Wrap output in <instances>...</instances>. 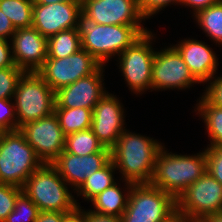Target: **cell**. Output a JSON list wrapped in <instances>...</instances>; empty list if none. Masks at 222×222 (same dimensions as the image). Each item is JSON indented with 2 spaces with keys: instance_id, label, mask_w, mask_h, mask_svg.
<instances>
[{
  "instance_id": "obj_1",
  "label": "cell",
  "mask_w": 222,
  "mask_h": 222,
  "mask_svg": "<svg viewBox=\"0 0 222 222\" xmlns=\"http://www.w3.org/2000/svg\"><path fill=\"white\" fill-rule=\"evenodd\" d=\"M128 129L120 135L111 149V160L118 171L119 179L133 184L151 183L158 152L164 145L154 139Z\"/></svg>"
},
{
  "instance_id": "obj_2",
  "label": "cell",
  "mask_w": 222,
  "mask_h": 222,
  "mask_svg": "<svg viewBox=\"0 0 222 222\" xmlns=\"http://www.w3.org/2000/svg\"><path fill=\"white\" fill-rule=\"evenodd\" d=\"M163 145L155 162L151 184L172 195L176 200L198 178L207 172L204 149L191 154L169 151Z\"/></svg>"
},
{
  "instance_id": "obj_3",
  "label": "cell",
  "mask_w": 222,
  "mask_h": 222,
  "mask_svg": "<svg viewBox=\"0 0 222 222\" xmlns=\"http://www.w3.org/2000/svg\"><path fill=\"white\" fill-rule=\"evenodd\" d=\"M76 28L81 37L82 49L105 66H108L109 61L115 60L127 47L142 36L131 25L97 24L83 11L78 15Z\"/></svg>"
},
{
  "instance_id": "obj_4",
  "label": "cell",
  "mask_w": 222,
  "mask_h": 222,
  "mask_svg": "<svg viewBox=\"0 0 222 222\" xmlns=\"http://www.w3.org/2000/svg\"><path fill=\"white\" fill-rule=\"evenodd\" d=\"M22 190L39 211L71 213L78 208L75 191L52 164L43 163L36 169L26 180Z\"/></svg>"
},
{
  "instance_id": "obj_5",
  "label": "cell",
  "mask_w": 222,
  "mask_h": 222,
  "mask_svg": "<svg viewBox=\"0 0 222 222\" xmlns=\"http://www.w3.org/2000/svg\"><path fill=\"white\" fill-rule=\"evenodd\" d=\"M156 34L154 30L143 34L114 60L126 87L136 97L152 92V64L157 48L154 45L159 38Z\"/></svg>"
},
{
  "instance_id": "obj_6",
  "label": "cell",
  "mask_w": 222,
  "mask_h": 222,
  "mask_svg": "<svg viewBox=\"0 0 222 222\" xmlns=\"http://www.w3.org/2000/svg\"><path fill=\"white\" fill-rule=\"evenodd\" d=\"M43 162L18 130L0 135V182L23 188Z\"/></svg>"
},
{
  "instance_id": "obj_7",
  "label": "cell",
  "mask_w": 222,
  "mask_h": 222,
  "mask_svg": "<svg viewBox=\"0 0 222 222\" xmlns=\"http://www.w3.org/2000/svg\"><path fill=\"white\" fill-rule=\"evenodd\" d=\"M17 130L54 113L55 92L37 72H24L13 96Z\"/></svg>"
},
{
  "instance_id": "obj_8",
  "label": "cell",
  "mask_w": 222,
  "mask_h": 222,
  "mask_svg": "<svg viewBox=\"0 0 222 222\" xmlns=\"http://www.w3.org/2000/svg\"><path fill=\"white\" fill-rule=\"evenodd\" d=\"M177 212L176 199L151 183L133 184L122 222H164Z\"/></svg>"
},
{
  "instance_id": "obj_9",
  "label": "cell",
  "mask_w": 222,
  "mask_h": 222,
  "mask_svg": "<svg viewBox=\"0 0 222 222\" xmlns=\"http://www.w3.org/2000/svg\"><path fill=\"white\" fill-rule=\"evenodd\" d=\"M183 220L208 218L222 212V185L208 172L198 178L176 200Z\"/></svg>"
},
{
  "instance_id": "obj_10",
  "label": "cell",
  "mask_w": 222,
  "mask_h": 222,
  "mask_svg": "<svg viewBox=\"0 0 222 222\" xmlns=\"http://www.w3.org/2000/svg\"><path fill=\"white\" fill-rule=\"evenodd\" d=\"M162 47L156 49L152 64V92L190 91L196 84H200L171 44Z\"/></svg>"
},
{
  "instance_id": "obj_11",
  "label": "cell",
  "mask_w": 222,
  "mask_h": 222,
  "mask_svg": "<svg viewBox=\"0 0 222 222\" xmlns=\"http://www.w3.org/2000/svg\"><path fill=\"white\" fill-rule=\"evenodd\" d=\"M101 66L91 54L80 49L64 58H47L37 73L56 92L78 79L91 75Z\"/></svg>"
},
{
  "instance_id": "obj_12",
  "label": "cell",
  "mask_w": 222,
  "mask_h": 222,
  "mask_svg": "<svg viewBox=\"0 0 222 222\" xmlns=\"http://www.w3.org/2000/svg\"><path fill=\"white\" fill-rule=\"evenodd\" d=\"M82 11L97 24L131 25L142 35L150 31L138 0H81Z\"/></svg>"
},
{
  "instance_id": "obj_13",
  "label": "cell",
  "mask_w": 222,
  "mask_h": 222,
  "mask_svg": "<svg viewBox=\"0 0 222 222\" xmlns=\"http://www.w3.org/2000/svg\"><path fill=\"white\" fill-rule=\"evenodd\" d=\"M122 102L119 95L108 91L92 110L91 129L98 141L110 150L127 127V109Z\"/></svg>"
},
{
  "instance_id": "obj_14",
  "label": "cell",
  "mask_w": 222,
  "mask_h": 222,
  "mask_svg": "<svg viewBox=\"0 0 222 222\" xmlns=\"http://www.w3.org/2000/svg\"><path fill=\"white\" fill-rule=\"evenodd\" d=\"M19 131L43 163L51 164L65 149L66 135L55 113L22 125Z\"/></svg>"
},
{
  "instance_id": "obj_15",
  "label": "cell",
  "mask_w": 222,
  "mask_h": 222,
  "mask_svg": "<svg viewBox=\"0 0 222 222\" xmlns=\"http://www.w3.org/2000/svg\"><path fill=\"white\" fill-rule=\"evenodd\" d=\"M105 65L91 75L78 79L55 92V108H87L93 110L109 91L106 88ZM105 78V79H104Z\"/></svg>"
},
{
  "instance_id": "obj_16",
  "label": "cell",
  "mask_w": 222,
  "mask_h": 222,
  "mask_svg": "<svg viewBox=\"0 0 222 222\" xmlns=\"http://www.w3.org/2000/svg\"><path fill=\"white\" fill-rule=\"evenodd\" d=\"M82 1L33 4L32 27L47 39L63 30L76 28Z\"/></svg>"
},
{
  "instance_id": "obj_17",
  "label": "cell",
  "mask_w": 222,
  "mask_h": 222,
  "mask_svg": "<svg viewBox=\"0 0 222 222\" xmlns=\"http://www.w3.org/2000/svg\"><path fill=\"white\" fill-rule=\"evenodd\" d=\"M192 37H183L176 44H170L179 52L194 78L205 85L220 71L219 55L207 42Z\"/></svg>"
},
{
  "instance_id": "obj_18",
  "label": "cell",
  "mask_w": 222,
  "mask_h": 222,
  "mask_svg": "<svg viewBox=\"0 0 222 222\" xmlns=\"http://www.w3.org/2000/svg\"><path fill=\"white\" fill-rule=\"evenodd\" d=\"M110 160L111 150L104 147L100 152L86 156L75 155L64 150L51 164L76 192L88 176L100 170Z\"/></svg>"
},
{
  "instance_id": "obj_19",
  "label": "cell",
  "mask_w": 222,
  "mask_h": 222,
  "mask_svg": "<svg viewBox=\"0 0 222 222\" xmlns=\"http://www.w3.org/2000/svg\"><path fill=\"white\" fill-rule=\"evenodd\" d=\"M10 43L14 64L24 72H37L47 59V38L33 27L17 29Z\"/></svg>"
},
{
  "instance_id": "obj_20",
  "label": "cell",
  "mask_w": 222,
  "mask_h": 222,
  "mask_svg": "<svg viewBox=\"0 0 222 222\" xmlns=\"http://www.w3.org/2000/svg\"><path fill=\"white\" fill-rule=\"evenodd\" d=\"M132 187V182L119 179L115 184L92 198L88 202V204L91 203L90 205H92L89 206L91 208H88V210L103 215L122 217L127 207Z\"/></svg>"
},
{
  "instance_id": "obj_21",
  "label": "cell",
  "mask_w": 222,
  "mask_h": 222,
  "mask_svg": "<svg viewBox=\"0 0 222 222\" xmlns=\"http://www.w3.org/2000/svg\"><path fill=\"white\" fill-rule=\"evenodd\" d=\"M117 173L118 172L116 170L114 162L110 160L100 170L88 176L82 186L75 192L77 206H82L79 203L80 198L82 200L81 202H83L84 200V202L88 203L97 194L103 192L106 188L115 184L119 180V176L117 175ZM78 197L79 199H77Z\"/></svg>"
},
{
  "instance_id": "obj_22",
  "label": "cell",
  "mask_w": 222,
  "mask_h": 222,
  "mask_svg": "<svg viewBox=\"0 0 222 222\" xmlns=\"http://www.w3.org/2000/svg\"><path fill=\"white\" fill-rule=\"evenodd\" d=\"M195 101L193 113L204 123L208 137L206 146L222 145V108L211 105L202 95Z\"/></svg>"
},
{
  "instance_id": "obj_23",
  "label": "cell",
  "mask_w": 222,
  "mask_h": 222,
  "mask_svg": "<svg viewBox=\"0 0 222 222\" xmlns=\"http://www.w3.org/2000/svg\"><path fill=\"white\" fill-rule=\"evenodd\" d=\"M197 28L210 40L215 47H222V0L200 10L192 17Z\"/></svg>"
},
{
  "instance_id": "obj_24",
  "label": "cell",
  "mask_w": 222,
  "mask_h": 222,
  "mask_svg": "<svg viewBox=\"0 0 222 222\" xmlns=\"http://www.w3.org/2000/svg\"><path fill=\"white\" fill-rule=\"evenodd\" d=\"M80 49L81 37L77 28L63 30L47 39V58H64Z\"/></svg>"
},
{
  "instance_id": "obj_25",
  "label": "cell",
  "mask_w": 222,
  "mask_h": 222,
  "mask_svg": "<svg viewBox=\"0 0 222 222\" xmlns=\"http://www.w3.org/2000/svg\"><path fill=\"white\" fill-rule=\"evenodd\" d=\"M54 113L65 135L91 128L92 110L87 108H55Z\"/></svg>"
},
{
  "instance_id": "obj_26",
  "label": "cell",
  "mask_w": 222,
  "mask_h": 222,
  "mask_svg": "<svg viewBox=\"0 0 222 222\" xmlns=\"http://www.w3.org/2000/svg\"><path fill=\"white\" fill-rule=\"evenodd\" d=\"M33 3V0H0V9L11 20L16 30L30 28Z\"/></svg>"
},
{
  "instance_id": "obj_27",
  "label": "cell",
  "mask_w": 222,
  "mask_h": 222,
  "mask_svg": "<svg viewBox=\"0 0 222 222\" xmlns=\"http://www.w3.org/2000/svg\"><path fill=\"white\" fill-rule=\"evenodd\" d=\"M103 148L91 128L66 135L64 150L68 153L86 156L100 152Z\"/></svg>"
},
{
  "instance_id": "obj_28",
  "label": "cell",
  "mask_w": 222,
  "mask_h": 222,
  "mask_svg": "<svg viewBox=\"0 0 222 222\" xmlns=\"http://www.w3.org/2000/svg\"><path fill=\"white\" fill-rule=\"evenodd\" d=\"M39 212L36 204L22 192L17 197L13 211L4 222H35Z\"/></svg>"
},
{
  "instance_id": "obj_29",
  "label": "cell",
  "mask_w": 222,
  "mask_h": 222,
  "mask_svg": "<svg viewBox=\"0 0 222 222\" xmlns=\"http://www.w3.org/2000/svg\"><path fill=\"white\" fill-rule=\"evenodd\" d=\"M23 73L19 67L0 68V99H13L16 85Z\"/></svg>"
},
{
  "instance_id": "obj_30",
  "label": "cell",
  "mask_w": 222,
  "mask_h": 222,
  "mask_svg": "<svg viewBox=\"0 0 222 222\" xmlns=\"http://www.w3.org/2000/svg\"><path fill=\"white\" fill-rule=\"evenodd\" d=\"M22 192V188L0 182V222H4L13 211L17 197Z\"/></svg>"
},
{
  "instance_id": "obj_31",
  "label": "cell",
  "mask_w": 222,
  "mask_h": 222,
  "mask_svg": "<svg viewBox=\"0 0 222 222\" xmlns=\"http://www.w3.org/2000/svg\"><path fill=\"white\" fill-rule=\"evenodd\" d=\"M17 130L13 99H0V132Z\"/></svg>"
},
{
  "instance_id": "obj_32",
  "label": "cell",
  "mask_w": 222,
  "mask_h": 222,
  "mask_svg": "<svg viewBox=\"0 0 222 222\" xmlns=\"http://www.w3.org/2000/svg\"><path fill=\"white\" fill-rule=\"evenodd\" d=\"M207 172L222 185V145L205 146Z\"/></svg>"
},
{
  "instance_id": "obj_33",
  "label": "cell",
  "mask_w": 222,
  "mask_h": 222,
  "mask_svg": "<svg viewBox=\"0 0 222 222\" xmlns=\"http://www.w3.org/2000/svg\"><path fill=\"white\" fill-rule=\"evenodd\" d=\"M181 0H138V5L142 15L148 19H153L165 8L171 5L179 7Z\"/></svg>"
},
{
  "instance_id": "obj_34",
  "label": "cell",
  "mask_w": 222,
  "mask_h": 222,
  "mask_svg": "<svg viewBox=\"0 0 222 222\" xmlns=\"http://www.w3.org/2000/svg\"><path fill=\"white\" fill-rule=\"evenodd\" d=\"M218 72L204 88V92L200 93L211 105L222 108V74Z\"/></svg>"
},
{
  "instance_id": "obj_35",
  "label": "cell",
  "mask_w": 222,
  "mask_h": 222,
  "mask_svg": "<svg viewBox=\"0 0 222 222\" xmlns=\"http://www.w3.org/2000/svg\"><path fill=\"white\" fill-rule=\"evenodd\" d=\"M17 67L14 64L9 40L0 38V68Z\"/></svg>"
},
{
  "instance_id": "obj_36",
  "label": "cell",
  "mask_w": 222,
  "mask_h": 222,
  "mask_svg": "<svg viewBox=\"0 0 222 222\" xmlns=\"http://www.w3.org/2000/svg\"><path fill=\"white\" fill-rule=\"evenodd\" d=\"M221 0H181L180 5L181 7H187L186 10L191 9L189 12L193 17L195 16L200 10L206 9L210 5L220 2Z\"/></svg>"
},
{
  "instance_id": "obj_37",
  "label": "cell",
  "mask_w": 222,
  "mask_h": 222,
  "mask_svg": "<svg viewBox=\"0 0 222 222\" xmlns=\"http://www.w3.org/2000/svg\"><path fill=\"white\" fill-rule=\"evenodd\" d=\"M15 31L11 20L0 9V38L10 41Z\"/></svg>"
},
{
  "instance_id": "obj_38",
  "label": "cell",
  "mask_w": 222,
  "mask_h": 222,
  "mask_svg": "<svg viewBox=\"0 0 222 222\" xmlns=\"http://www.w3.org/2000/svg\"><path fill=\"white\" fill-rule=\"evenodd\" d=\"M69 213L40 211L35 222H65Z\"/></svg>"
},
{
  "instance_id": "obj_39",
  "label": "cell",
  "mask_w": 222,
  "mask_h": 222,
  "mask_svg": "<svg viewBox=\"0 0 222 222\" xmlns=\"http://www.w3.org/2000/svg\"><path fill=\"white\" fill-rule=\"evenodd\" d=\"M87 222H122V219L118 216L103 215L87 209Z\"/></svg>"
},
{
  "instance_id": "obj_40",
  "label": "cell",
  "mask_w": 222,
  "mask_h": 222,
  "mask_svg": "<svg viewBox=\"0 0 222 222\" xmlns=\"http://www.w3.org/2000/svg\"><path fill=\"white\" fill-rule=\"evenodd\" d=\"M65 222H87V209L83 206L78 207L67 215Z\"/></svg>"
},
{
  "instance_id": "obj_41",
  "label": "cell",
  "mask_w": 222,
  "mask_h": 222,
  "mask_svg": "<svg viewBox=\"0 0 222 222\" xmlns=\"http://www.w3.org/2000/svg\"><path fill=\"white\" fill-rule=\"evenodd\" d=\"M69 1H81V0H33V4L48 5L52 3L69 2Z\"/></svg>"
},
{
  "instance_id": "obj_42",
  "label": "cell",
  "mask_w": 222,
  "mask_h": 222,
  "mask_svg": "<svg viewBox=\"0 0 222 222\" xmlns=\"http://www.w3.org/2000/svg\"><path fill=\"white\" fill-rule=\"evenodd\" d=\"M207 219L210 222H222V212H218L216 214L210 215Z\"/></svg>"
},
{
  "instance_id": "obj_43",
  "label": "cell",
  "mask_w": 222,
  "mask_h": 222,
  "mask_svg": "<svg viewBox=\"0 0 222 222\" xmlns=\"http://www.w3.org/2000/svg\"><path fill=\"white\" fill-rule=\"evenodd\" d=\"M164 222H184L183 218L176 212L169 220Z\"/></svg>"
},
{
  "instance_id": "obj_44",
  "label": "cell",
  "mask_w": 222,
  "mask_h": 222,
  "mask_svg": "<svg viewBox=\"0 0 222 222\" xmlns=\"http://www.w3.org/2000/svg\"><path fill=\"white\" fill-rule=\"evenodd\" d=\"M184 222H210L207 218H192L189 220H184Z\"/></svg>"
}]
</instances>
